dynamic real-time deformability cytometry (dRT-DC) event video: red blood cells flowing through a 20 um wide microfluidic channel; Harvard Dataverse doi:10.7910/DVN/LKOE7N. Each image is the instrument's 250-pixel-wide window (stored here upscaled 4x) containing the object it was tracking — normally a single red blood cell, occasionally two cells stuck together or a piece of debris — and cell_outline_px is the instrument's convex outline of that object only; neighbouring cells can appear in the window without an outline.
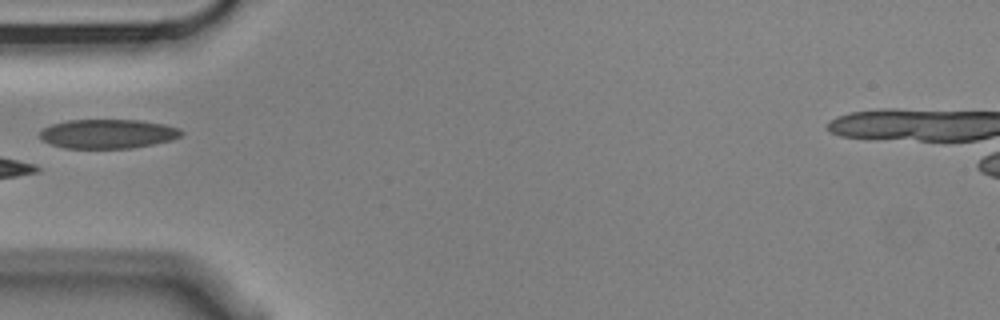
{"species": "Egyptian fruit bat (a non-hibernating species)", "species_latin": "Rousettus aegyptiacus", "temperature_condition": "cold", "stored_images_in_passage": 5, "camera_frame_rate_fps": 3000, "um_per_image_px": 0.085, "animal": {"sex": "male"}, "frame": {"image": 1, "passage_image": 5, "time_ms": 1.333, "image_size_px": [1000, 320], "cell_outline_px": [[184, 132], [180, 136], [172, 140], [132, 148], [64, 148], [52, 144], [44, 140], [40, 136], [40, 132], [44, 128], [52, 124], [68, 120], [140, 120], [164, 124], [180, 128]], "centroid_in_image_um": [9.2, 11.37], "position_along_channel_um": 75.8, "area_um2": 23.99}}